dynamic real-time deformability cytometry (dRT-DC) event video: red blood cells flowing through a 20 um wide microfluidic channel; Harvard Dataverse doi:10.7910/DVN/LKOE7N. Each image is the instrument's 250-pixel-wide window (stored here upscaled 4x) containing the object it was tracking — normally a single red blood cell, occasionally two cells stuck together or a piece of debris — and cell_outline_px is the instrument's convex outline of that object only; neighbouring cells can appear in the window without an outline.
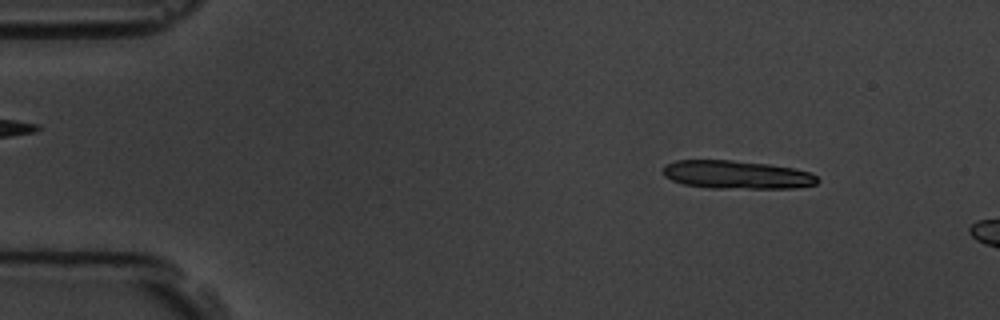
{"species": "common noctule bat (a hibernating species)", "species_latin": "Nyctalus noctula", "temperature_condition": "room temperature", "stored_images_in_passage": 2, "camera_frame_rate_fps": 3000, "um_per_image_px": 0.085, "animal": {"sex": "male", "body_mass_g": 19.5, "forearm_length_mm": 54.6}, "frame": {"image": 1, "passage_image": 1, "time_ms": 0.0, "image_size_px": [1000, 320], "cell_outline_px": [[820, 180], [816, 184], [796, 188], [708, 188], [684, 184], [672, 180], [664, 176], [664, 164], [676, 160], [732, 160], [768, 164], [792, 168], [808, 172], [816, 176]], "centroid_in_image_um": [62.61, 14.85], "position_along_channel_um": 22.4, "area_um2": 25.43}}